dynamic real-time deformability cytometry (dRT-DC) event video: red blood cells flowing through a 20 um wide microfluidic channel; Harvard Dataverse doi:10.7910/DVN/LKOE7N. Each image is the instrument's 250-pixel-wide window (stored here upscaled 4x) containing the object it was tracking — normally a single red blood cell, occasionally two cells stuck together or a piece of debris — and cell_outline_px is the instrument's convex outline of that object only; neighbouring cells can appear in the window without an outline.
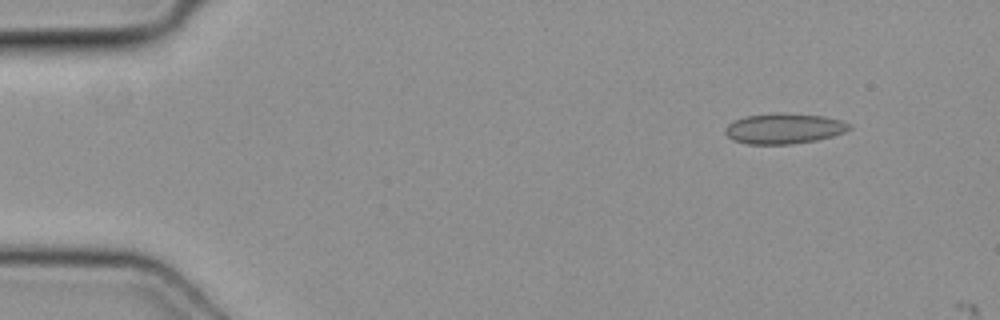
{"species": "common noctule bat (a hibernating species)", "species_latin": "Nyctalus noctula", "temperature_condition": "cold", "stored_images_in_passage": 4, "camera_frame_rate_fps": 3000, "um_per_image_px": 0.085, "animal": {"sex": "female", "body_mass_g": 19.3, "forearm_length_mm": 54.1}, "frame": {"image": 1, "passage_image": 1, "time_ms": 0.0, "image_size_px": [1000, 320], "cell_outline_px": [[852, 128], [844, 132], [832, 136], [816, 140], [788, 144], [748, 144], [732, 140], [724, 132], [724, 128], [728, 124], [744, 116], [824, 116], [840, 120], [852, 124]], "centroid_in_image_um": [66.64, 10.98], "position_along_channel_um": 18.4, "area_um2": 20.92}}